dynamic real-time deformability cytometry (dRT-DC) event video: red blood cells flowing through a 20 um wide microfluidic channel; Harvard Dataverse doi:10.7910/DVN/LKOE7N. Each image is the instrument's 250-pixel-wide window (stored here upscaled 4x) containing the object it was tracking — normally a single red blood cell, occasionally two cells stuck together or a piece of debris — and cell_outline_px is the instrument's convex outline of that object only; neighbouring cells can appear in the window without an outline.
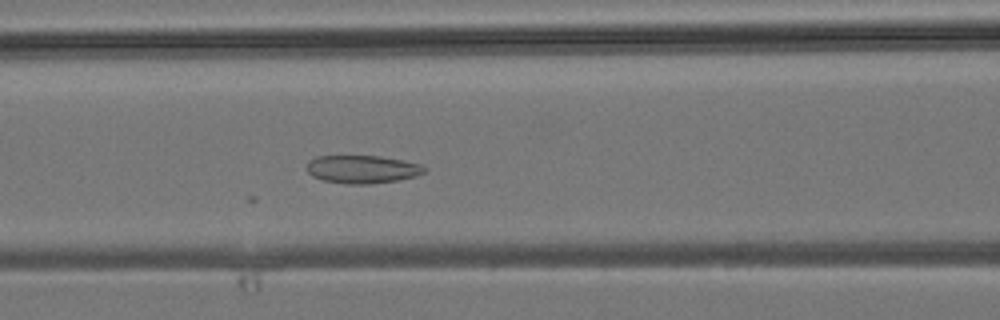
{"species": "common noctule bat (a hibernating species)", "species_latin": "Nyctalus noctula", "temperature_condition": "room temperature", "stored_images_in_passage": 35, "camera_frame_rate_fps": 3000, "um_per_image_px": 0.085, "animal": {"sex": "male", "body_mass_g": 19.2, "forearm_length_mm": 51.8}, "frame": {"image": 1, "passage_image": 18, "time_ms": 5.667, "image_size_px": [1000, 320], "cell_outline_px": [[428, 168], [424, 172], [416, 176], [400, 180], [368, 184], [344, 184], [324, 180], [312, 176], [308, 172], [308, 160], [316, 156], [380, 156], [404, 160], [420, 164]], "centroid_in_image_um": [30.82, 14.39], "position_along_channel_um": 135.8, "area_um2": 19.31}}
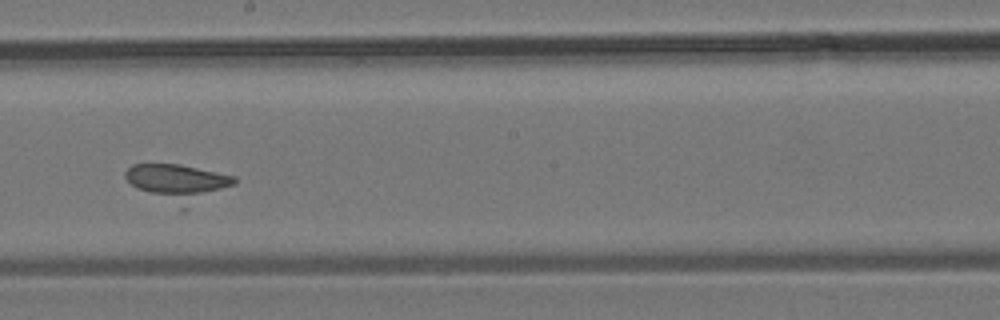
{"frame": {"image": 2, "passage_image": 24, "time_ms": 7.667, "image_size_px": [1000, 320], "cell_outline_px": [[236, 184], [184, 212], [136, 188], [124, 176], [124, 172], [132, 164], [176, 164], [236, 176]], "centroid_in_image_um": [15.17, 15.59], "position_along_channel_um": 233.0, "area_um2": 23.99}}
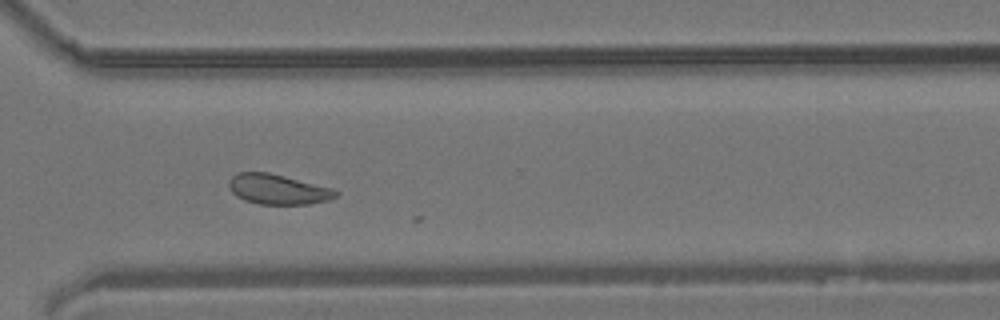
{"frame": {"image": 3, "passage_image": 31, "time_ms": 10.0, "image_size_px": [1000, 320], "cell_outline_px": [[340, 196], [332, 200], [308, 204], [260, 204], [244, 200], [236, 196], [232, 192], [228, 184], [228, 180], [236, 172], [268, 172], [332, 188], [340, 192]], "centroid_in_image_um": [23.65, 16.1], "position_along_channel_um": 347.0, "area_um2": 18.9}}